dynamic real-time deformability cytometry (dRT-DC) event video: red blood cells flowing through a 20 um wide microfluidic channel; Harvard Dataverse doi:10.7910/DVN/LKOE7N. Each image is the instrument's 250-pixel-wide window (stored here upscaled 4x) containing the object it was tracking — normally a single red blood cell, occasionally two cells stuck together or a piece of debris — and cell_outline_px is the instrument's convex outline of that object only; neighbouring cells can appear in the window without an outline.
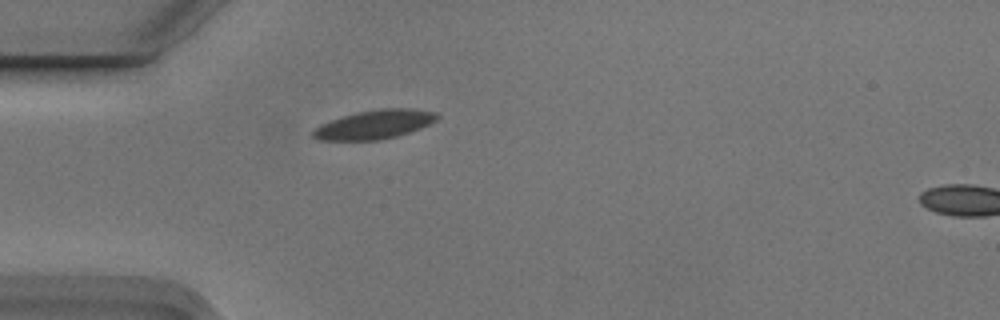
{"species": "Egyptian fruit bat (a non-hibernating species)", "species_latin": "Rousettus aegyptiacus", "temperature_condition": "cold", "stored_images_in_passage": 5, "camera_frame_rate_fps": 3000, "um_per_image_px": 0.085, "animal": {"sex": "male"}, "frame": {"image": 1, "passage_image": 5, "time_ms": 1.333, "image_size_px": [1000, 320], "cell_outline_px": [[440, 116], [436, 120], [428, 124], [408, 132], [396, 136], [380, 140], [316, 140], [312, 136], [312, 132], [320, 124], [356, 112], [380, 108], [412, 108], [436, 112]], "centroid_in_image_um": [31.82, 10.57], "position_along_channel_um": 53.2, "area_um2": 20.75}}